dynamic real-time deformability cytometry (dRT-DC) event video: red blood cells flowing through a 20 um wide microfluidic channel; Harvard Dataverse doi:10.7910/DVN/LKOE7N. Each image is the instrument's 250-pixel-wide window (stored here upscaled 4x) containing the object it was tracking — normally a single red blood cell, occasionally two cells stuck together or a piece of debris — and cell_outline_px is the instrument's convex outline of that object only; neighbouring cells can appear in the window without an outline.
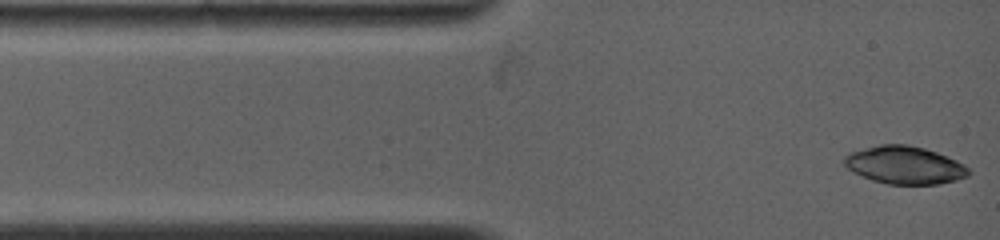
{"species": "common noctule bat (a hibernating species)", "species_latin": "Nyctalus noctula", "temperature_condition": "warm", "stored_images_in_passage": 6, "camera_frame_rate_fps": 5000, "um_per_image_px": 0.085, "animal": {"sex": "female", "body_mass_g": 19.0, "forearm_length_mm": 53.3}, "frame": {"image": 1, "passage_image": 1, "time_ms": 0.0, "image_size_px": [1000, 240], "cell_outline_px": [[972, 172], [968, 176], [956, 180], [940, 184], [888, 184], [872, 180], [852, 172], [844, 164], [844, 156], [848, 152], [880, 144], [908, 144], [924, 148], [948, 156], [964, 164]], "centroid_in_image_um": [76.9, 14.03], "position_along_channel_um": 8.1, "area_um2": 27.57}}
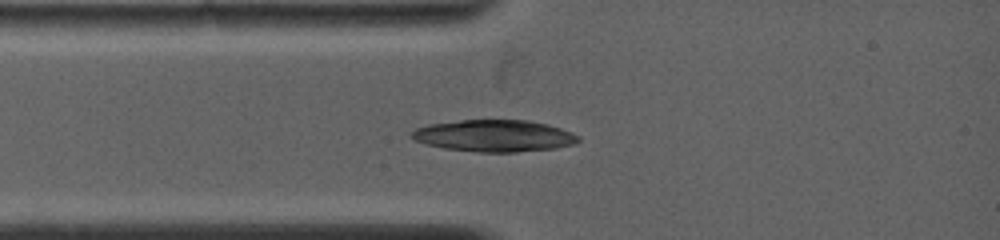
{"frame": {"image": 2, "passage_image": 6, "time_ms": 2.0, "image_size_px": [1000, 240], "cell_outline_px": [[580, 140], [576, 144], [556, 148], [516, 152], [476, 152], [444, 148], [424, 144], [416, 140], [408, 132], [416, 128], [428, 124], [460, 120], [528, 120], [548, 124], [572, 132], [580, 136]], "centroid_in_image_um": [42.02, 11.54], "position_along_channel_um": 43.0, "area_um2": 31.15}}